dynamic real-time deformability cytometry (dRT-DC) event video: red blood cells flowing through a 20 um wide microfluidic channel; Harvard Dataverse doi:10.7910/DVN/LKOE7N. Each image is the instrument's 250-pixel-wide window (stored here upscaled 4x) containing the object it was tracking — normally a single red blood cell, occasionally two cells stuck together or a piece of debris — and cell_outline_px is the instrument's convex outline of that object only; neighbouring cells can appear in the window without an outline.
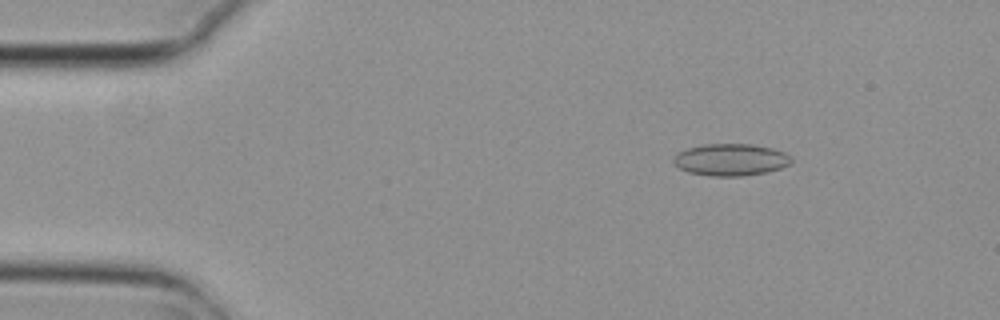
{"species": "common noctule bat (a hibernating species)", "species_latin": "Nyctalus noctula", "temperature_condition": "cold", "stored_images_in_passage": 4, "camera_frame_rate_fps": 3000, "um_per_image_px": 0.085, "animal": {"sex": "female", "body_mass_g": 29.2, "forearm_length_mm": 56.3}, "frame": {"image": 1, "passage_image": 2, "time_ms": 0.333, "image_size_px": [1000, 320], "cell_outline_px": [[792, 160], [788, 164], [780, 168], [768, 172], [740, 176], [712, 176], [688, 172], [680, 168], [672, 160], [676, 152], [688, 148], [704, 144], [752, 144], [772, 148], [784, 152], [792, 156]], "centroid_in_image_um": [62.11, 13.57], "position_along_channel_um": 22.9, "area_um2": 21.96}}
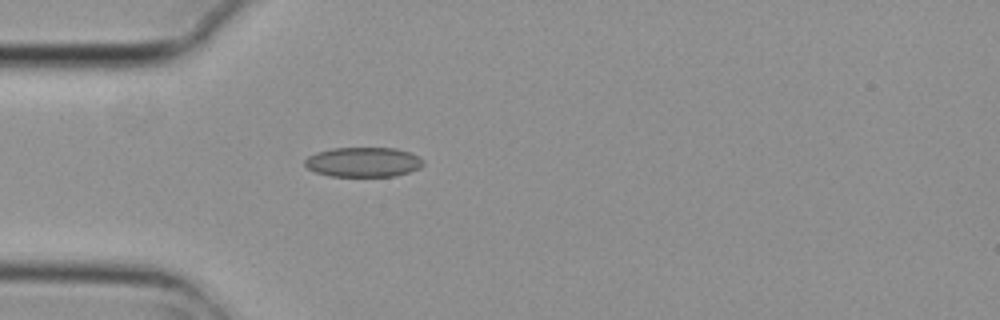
{"frame": {"image": 2, "passage_image": 4, "time_ms": 1.0, "image_size_px": [1000, 320], "cell_outline_px": [[424, 164], [420, 168], [396, 176], [332, 176], [316, 172], [308, 168], [304, 164], [304, 160], [308, 156], [316, 152], [332, 148], [396, 148], [408, 152], [424, 160]], "centroid_in_image_um": [30.87, 13.77], "position_along_channel_um": 54.1, "area_um2": 20.46}}